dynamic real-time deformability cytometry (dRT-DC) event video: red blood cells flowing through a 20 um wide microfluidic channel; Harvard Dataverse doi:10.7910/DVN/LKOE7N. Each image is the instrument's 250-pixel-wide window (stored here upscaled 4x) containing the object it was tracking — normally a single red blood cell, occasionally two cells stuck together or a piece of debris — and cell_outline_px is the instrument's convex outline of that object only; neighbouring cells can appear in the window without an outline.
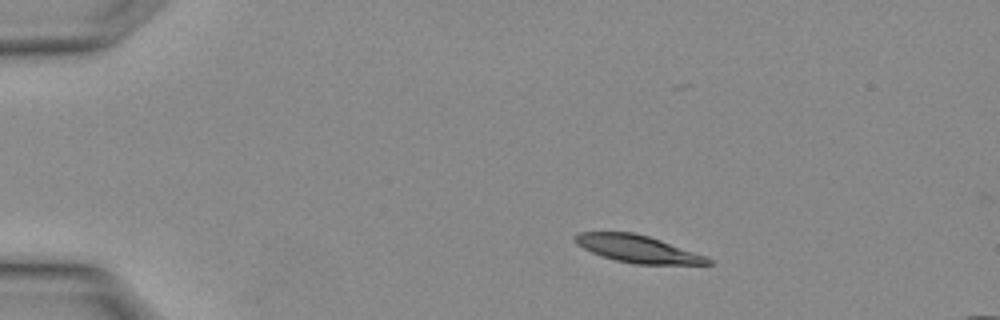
{"species": "Egyptian fruit bat (a non-hibernating species)", "species_latin": "Rousettus aegyptiacus", "temperature_condition": "warm", "stored_images_in_passage": 2, "camera_frame_rate_fps": 3000, "um_per_image_px": 0.085, "animal": {"sex": "female"}, "frame": {"image": 1, "passage_image": 2, "time_ms": 0.333, "image_size_px": [1000, 320], "cell_outline_px": [[712, 264], [636, 264], [616, 260], [592, 252], [576, 244], [572, 236], [576, 232], [632, 232], [648, 236], [660, 240], [704, 256], [712, 260]], "centroid_in_image_um": [54.13, 21.14], "position_along_channel_um": 30.9, "area_um2": 20.75}}